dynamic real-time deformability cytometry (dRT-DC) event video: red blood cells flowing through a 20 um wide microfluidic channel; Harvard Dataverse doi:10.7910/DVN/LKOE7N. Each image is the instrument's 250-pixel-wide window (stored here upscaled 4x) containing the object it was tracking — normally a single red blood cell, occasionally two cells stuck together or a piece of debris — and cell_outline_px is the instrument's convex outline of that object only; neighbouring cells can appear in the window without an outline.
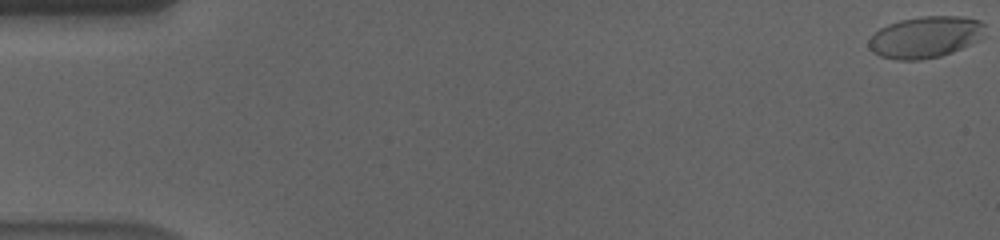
{"species": "human", "species_latin": "Homo sapiens", "temperature_condition": "cold", "stored_images_in_passage": 59, "camera_frame_rate_fps": 3000, "um_per_image_px": 0.085, "donor": {"sex": "male"}, "frame": {"image": 1, "passage_image": 1, "time_ms": 0.0, "image_size_px": [1000, 240], "cell_outline_px": [[984, 24], [980, 40], [952, 52], [940, 56], [920, 60], [896, 60], [880, 56], [872, 52], [868, 48], [868, 40], [880, 28], [888, 24], [900, 20], [924, 16], [960, 16], [980, 20]], "centroid_in_image_um": [78.63, 3.16], "position_along_channel_um": 6.4, "area_um2": 28.09}}
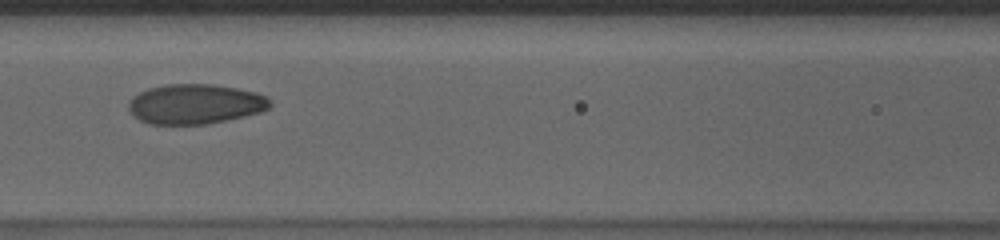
{"frame": {"image": 2, "passage_image": 27, "time_ms": 8.667, "image_size_px": [1000, 240], "cell_outline_px": [[272, 104], [268, 108], [260, 112], [244, 116], [208, 124], [148, 124], [140, 120], [128, 108], [128, 100], [132, 96], [148, 88], [168, 84], [212, 84], [236, 88], [256, 92], [264, 96]], "centroid_in_image_um": [16.56, 8.84], "position_along_channel_um": 150.0, "area_um2": 32.77}}
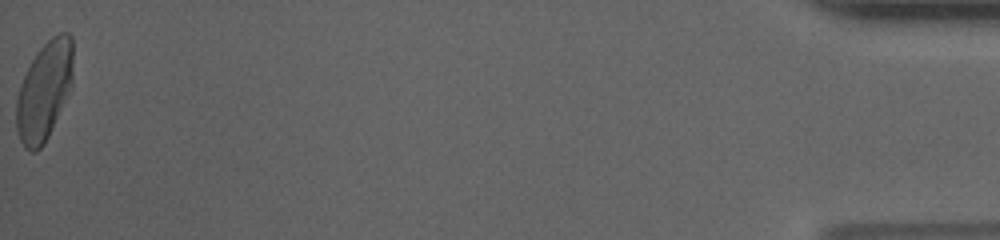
{"frame": {"image": 3, "passage_image": 59, "time_ms": 19.333, "image_size_px": [1000, 240], "cell_outline_px": [[72, 80], [48, 136], [44, 144], [36, 152], [32, 152], [24, 148], [20, 140], [16, 128], [16, 100], [20, 84], [32, 60], [40, 48], [52, 36], [60, 32], [68, 32], [72, 36]], "centroid_in_image_um": [3.73, 7.72], "position_along_channel_um": 431.5, "area_um2": 31.96}, "authors_computed_cell_mechanics": {"area_um2": 31.9634, "velocity_mm_per_s": 3.5571, "shape_relaxation_time_tau1_ms": 5.7395, "shape_relaxation_time_tau2_ms": 1.0465, "deformation_change_tau1": 0.1989, "deformation_change_tau2": 0.0511}}